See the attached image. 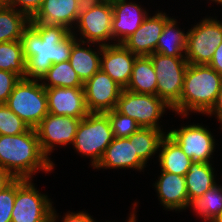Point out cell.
I'll use <instances>...</instances> for the list:
<instances>
[{
  "label": "cell",
  "instance_id": "obj_1",
  "mask_svg": "<svg viewBox=\"0 0 222 222\" xmlns=\"http://www.w3.org/2000/svg\"><path fill=\"white\" fill-rule=\"evenodd\" d=\"M76 41L75 33L65 26L30 21L21 37L26 61L25 78L41 81L52 64L70 59Z\"/></svg>",
  "mask_w": 222,
  "mask_h": 222
},
{
  "label": "cell",
  "instance_id": "obj_2",
  "mask_svg": "<svg viewBox=\"0 0 222 222\" xmlns=\"http://www.w3.org/2000/svg\"><path fill=\"white\" fill-rule=\"evenodd\" d=\"M40 146L36 129L29 128L18 135H0V167L15 179H31V175L41 169H53Z\"/></svg>",
  "mask_w": 222,
  "mask_h": 222
},
{
  "label": "cell",
  "instance_id": "obj_3",
  "mask_svg": "<svg viewBox=\"0 0 222 222\" xmlns=\"http://www.w3.org/2000/svg\"><path fill=\"white\" fill-rule=\"evenodd\" d=\"M222 82V75L207 64H189L179 103L172 109L183 116L188 111L208 114L214 107Z\"/></svg>",
  "mask_w": 222,
  "mask_h": 222
},
{
  "label": "cell",
  "instance_id": "obj_4",
  "mask_svg": "<svg viewBox=\"0 0 222 222\" xmlns=\"http://www.w3.org/2000/svg\"><path fill=\"white\" fill-rule=\"evenodd\" d=\"M6 106L34 129L49 113L45 87L33 79L21 78L8 97Z\"/></svg>",
  "mask_w": 222,
  "mask_h": 222
},
{
  "label": "cell",
  "instance_id": "obj_5",
  "mask_svg": "<svg viewBox=\"0 0 222 222\" xmlns=\"http://www.w3.org/2000/svg\"><path fill=\"white\" fill-rule=\"evenodd\" d=\"M113 139L108 116L105 113H89L79 123L73 146L79 153L92 157L91 163L95 168Z\"/></svg>",
  "mask_w": 222,
  "mask_h": 222
},
{
  "label": "cell",
  "instance_id": "obj_6",
  "mask_svg": "<svg viewBox=\"0 0 222 222\" xmlns=\"http://www.w3.org/2000/svg\"><path fill=\"white\" fill-rule=\"evenodd\" d=\"M149 57L157 79L156 95L173 109L180 101L189 63L185 57H170L156 52Z\"/></svg>",
  "mask_w": 222,
  "mask_h": 222
},
{
  "label": "cell",
  "instance_id": "obj_7",
  "mask_svg": "<svg viewBox=\"0 0 222 222\" xmlns=\"http://www.w3.org/2000/svg\"><path fill=\"white\" fill-rule=\"evenodd\" d=\"M30 179H16V198L11 222H56L48 196L38 193Z\"/></svg>",
  "mask_w": 222,
  "mask_h": 222
},
{
  "label": "cell",
  "instance_id": "obj_8",
  "mask_svg": "<svg viewBox=\"0 0 222 222\" xmlns=\"http://www.w3.org/2000/svg\"><path fill=\"white\" fill-rule=\"evenodd\" d=\"M165 108L171 109L157 95L135 93L123 89L115 109L134 119L140 127L161 130L157 122L165 112Z\"/></svg>",
  "mask_w": 222,
  "mask_h": 222
},
{
  "label": "cell",
  "instance_id": "obj_9",
  "mask_svg": "<svg viewBox=\"0 0 222 222\" xmlns=\"http://www.w3.org/2000/svg\"><path fill=\"white\" fill-rule=\"evenodd\" d=\"M222 43V23L205 18L187 32L185 58L189 64H208Z\"/></svg>",
  "mask_w": 222,
  "mask_h": 222
},
{
  "label": "cell",
  "instance_id": "obj_10",
  "mask_svg": "<svg viewBox=\"0 0 222 222\" xmlns=\"http://www.w3.org/2000/svg\"><path fill=\"white\" fill-rule=\"evenodd\" d=\"M123 88L101 69L84 83L89 113H106L116 108Z\"/></svg>",
  "mask_w": 222,
  "mask_h": 222
},
{
  "label": "cell",
  "instance_id": "obj_11",
  "mask_svg": "<svg viewBox=\"0 0 222 222\" xmlns=\"http://www.w3.org/2000/svg\"><path fill=\"white\" fill-rule=\"evenodd\" d=\"M81 119L48 113L35 128L43 153L48 156L55 144L74 143Z\"/></svg>",
  "mask_w": 222,
  "mask_h": 222
},
{
  "label": "cell",
  "instance_id": "obj_12",
  "mask_svg": "<svg viewBox=\"0 0 222 222\" xmlns=\"http://www.w3.org/2000/svg\"><path fill=\"white\" fill-rule=\"evenodd\" d=\"M113 9L111 0H106L100 5H96L88 12L78 16L77 27L84 39L80 38L81 44L90 42L91 44L101 43L107 45L105 41L113 39L112 36ZM104 41V43H103Z\"/></svg>",
  "mask_w": 222,
  "mask_h": 222
},
{
  "label": "cell",
  "instance_id": "obj_13",
  "mask_svg": "<svg viewBox=\"0 0 222 222\" xmlns=\"http://www.w3.org/2000/svg\"><path fill=\"white\" fill-rule=\"evenodd\" d=\"M192 159V161L210 163L215 140L209 130L201 125H189L167 133Z\"/></svg>",
  "mask_w": 222,
  "mask_h": 222
},
{
  "label": "cell",
  "instance_id": "obj_14",
  "mask_svg": "<svg viewBox=\"0 0 222 222\" xmlns=\"http://www.w3.org/2000/svg\"><path fill=\"white\" fill-rule=\"evenodd\" d=\"M101 62L100 69L108 74L118 85L126 89L130 82L133 65L138 57L123 44H99Z\"/></svg>",
  "mask_w": 222,
  "mask_h": 222
},
{
  "label": "cell",
  "instance_id": "obj_15",
  "mask_svg": "<svg viewBox=\"0 0 222 222\" xmlns=\"http://www.w3.org/2000/svg\"><path fill=\"white\" fill-rule=\"evenodd\" d=\"M48 112L52 115L83 119L89 114L85 103L84 87L45 88Z\"/></svg>",
  "mask_w": 222,
  "mask_h": 222
},
{
  "label": "cell",
  "instance_id": "obj_16",
  "mask_svg": "<svg viewBox=\"0 0 222 222\" xmlns=\"http://www.w3.org/2000/svg\"><path fill=\"white\" fill-rule=\"evenodd\" d=\"M169 17L157 13L153 17H146L140 27L122 44L137 56H149L156 51V46L163 27Z\"/></svg>",
  "mask_w": 222,
  "mask_h": 222
},
{
  "label": "cell",
  "instance_id": "obj_17",
  "mask_svg": "<svg viewBox=\"0 0 222 222\" xmlns=\"http://www.w3.org/2000/svg\"><path fill=\"white\" fill-rule=\"evenodd\" d=\"M113 9L112 36L122 44L143 23L148 14L135 3H126V0H111Z\"/></svg>",
  "mask_w": 222,
  "mask_h": 222
},
{
  "label": "cell",
  "instance_id": "obj_18",
  "mask_svg": "<svg viewBox=\"0 0 222 222\" xmlns=\"http://www.w3.org/2000/svg\"><path fill=\"white\" fill-rule=\"evenodd\" d=\"M101 167L106 169L135 168L142 170L145 167V162L135 152L134 139L114 137L95 168Z\"/></svg>",
  "mask_w": 222,
  "mask_h": 222
},
{
  "label": "cell",
  "instance_id": "obj_19",
  "mask_svg": "<svg viewBox=\"0 0 222 222\" xmlns=\"http://www.w3.org/2000/svg\"><path fill=\"white\" fill-rule=\"evenodd\" d=\"M154 185L166 209L177 211L190 206L185 176L162 171Z\"/></svg>",
  "mask_w": 222,
  "mask_h": 222
},
{
  "label": "cell",
  "instance_id": "obj_20",
  "mask_svg": "<svg viewBox=\"0 0 222 222\" xmlns=\"http://www.w3.org/2000/svg\"><path fill=\"white\" fill-rule=\"evenodd\" d=\"M77 19L78 9L76 0H44L30 21L62 25L72 31V24L75 21L77 22Z\"/></svg>",
  "mask_w": 222,
  "mask_h": 222
},
{
  "label": "cell",
  "instance_id": "obj_21",
  "mask_svg": "<svg viewBox=\"0 0 222 222\" xmlns=\"http://www.w3.org/2000/svg\"><path fill=\"white\" fill-rule=\"evenodd\" d=\"M159 147H162L159 154L161 171L185 176L193 162L192 159L168 134L162 138Z\"/></svg>",
  "mask_w": 222,
  "mask_h": 222
},
{
  "label": "cell",
  "instance_id": "obj_22",
  "mask_svg": "<svg viewBox=\"0 0 222 222\" xmlns=\"http://www.w3.org/2000/svg\"><path fill=\"white\" fill-rule=\"evenodd\" d=\"M157 79L153 62L149 56L135 59L132 75L126 90L135 93L156 95Z\"/></svg>",
  "mask_w": 222,
  "mask_h": 222
},
{
  "label": "cell",
  "instance_id": "obj_23",
  "mask_svg": "<svg viewBox=\"0 0 222 222\" xmlns=\"http://www.w3.org/2000/svg\"><path fill=\"white\" fill-rule=\"evenodd\" d=\"M211 163L193 161L185 175L189 203L216 185Z\"/></svg>",
  "mask_w": 222,
  "mask_h": 222
},
{
  "label": "cell",
  "instance_id": "obj_24",
  "mask_svg": "<svg viewBox=\"0 0 222 222\" xmlns=\"http://www.w3.org/2000/svg\"><path fill=\"white\" fill-rule=\"evenodd\" d=\"M30 18L18 9L4 4L0 8V43L21 40Z\"/></svg>",
  "mask_w": 222,
  "mask_h": 222
},
{
  "label": "cell",
  "instance_id": "obj_25",
  "mask_svg": "<svg viewBox=\"0 0 222 222\" xmlns=\"http://www.w3.org/2000/svg\"><path fill=\"white\" fill-rule=\"evenodd\" d=\"M176 23L173 18L166 21L157 42L156 53L170 57H185L182 53H186L187 33L184 34L179 28L177 29Z\"/></svg>",
  "mask_w": 222,
  "mask_h": 222
},
{
  "label": "cell",
  "instance_id": "obj_26",
  "mask_svg": "<svg viewBox=\"0 0 222 222\" xmlns=\"http://www.w3.org/2000/svg\"><path fill=\"white\" fill-rule=\"evenodd\" d=\"M71 67L75 70L83 83L90 79L98 70H100L101 57L90 47H82L76 41L70 55Z\"/></svg>",
  "mask_w": 222,
  "mask_h": 222
},
{
  "label": "cell",
  "instance_id": "obj_27",
  "mask_svg": "<svg viewBox=\"0 0 222 222\" xmlns=\"http://www.w3.org/2000/svg\"><path fill=\"white\" fill-rule=\"evenodd\" d=\"M42 80L48 81V83H45L44 81L42 83L45 88L84 87V83L78 77L75 70L71 67L69 60L60 62L58 64H52V66L48 69L47 74L42 78Z\"/></svg>",
  "mask_w": 222,
  "mask_h": 222
},
{
  "label": "cell",
  "instance_id": "obj_28",
  "mask_svg": "<svg viewBox=\"0 0 222 222\" xmlns=\"http://www.w3.org/2000/svg\"><path fill=\"white\" fill-rule=\"evenodd\" d=\"M26 61L21 40L0 43V70L25 78Z\"/></svg>",
  "mask_w": 222,
  "mask_h": 222
},
{
  "label": "cell",
  "instance_id": "obj_29",
  "mask_svg": "<svg viewBox=\"0 0 222 222\" xmlns=\"http://www.w3.org/2000/svg\"><path fill=\"white\" fill-rule=\"evenodd\" d=\"M194 211L206 221H215L222 214V186H213L203 196L190 202Z\"/></svg>",
  "mask_w": 222,
  "mask_h": 222
},
{
  "label": "cell",
  "instance_id": "obj_30",
  "mask_svg": "<svg viewBox=\"0 0 222 222\" xmlns=\"http://www.w3.org/2000/svg\"><path fill=\"white\" fill-rule=\"evenodd\" d=\"M164 136L160 129L140 127L129 139H134L135 152L146 163L150 156L160 150V142Z\"/></svg>",
  "mask_w": 222,
  "mask_h": 222
},
{
  "label": "cell",
  "instance_id": "obj_31",
  "mask_svg": "<svg viewBox=\"0 0 222 222\" xmlns=\"http://www.w3.org/2000/svg\"><path fill=\"white\" fill-rule=\"evenodd\" d=\"M29 128L6 104H0V135H18L26 132Z\"/></svg>",
  "mask_w": 222,
  "mask_h": 222
},
{
  "label": "cell",
  "instance_id": "obj_32",
  "mask_svg": "<svg viewBox=\"0 0 222 222\" xmlns=\"http://www.w3.org/2000/svg\"><path fill=\"white\" fill-rule=\"evenodd\" d=\"M105 114L109 118L113 135L116 138L129 137L140 128L134 119L119 113L116 109Z\"/></svg>",
  "mask_w": 222,
  "mask_h": 222
},
{
  "label": "cell",
  "instance_id": "obj_33",
  "mask_svg": "<svg viewBox=\"0 0 222 222\" xmlns=\"http://www.w3.org/2000/svg\"><path fill=\"white\" fill-rule=\"evenodd\" d=\"M16 198V179L0 192V222H11Z\"/></svg>",
  "mask_w": 222,
  "mask_h": 222
},
{
  "label": "cell",
  "instance_id": "obj_34",
  "mask_svg": "<svg viewBox=\"0 0 222 222\" xmlns=\"http://www.w3.org/2000/svg\"><path fill=\"white\" fill-rule=\"evenodd\" d=\"M21 77L15 73L0 70V104H6L8 97Z\"/></svg>",
  "mask_w": 222,
  "mask_h": 222
},
{
  "label": "cell",
  "instance_id": "obj_35",
  "mask_svg": "<svg viewBox=\"0 0 222 222\" xmlns=\"http://www.w3.org/2000/svg\"><path fill=\"white\" fill-rule=\"evenodd\" d=\"M44 0H5L7 6L16 8L20 5V12L26 14L30 19L37 13Z\"/></svg>",
  "mask_w": 222,
  "mask_h": 222
},
{
  "label": "cell",
  "instance_id": "obj_36",
  "mask_svg": "<svg viewBox=\"0 0 222 222\" xmlns=\"http://www.w3.org/2000/svg\"><path fill=\"white\" fill-rule=\"evenodd\" d=\"M207 65L222 75V43L216 48L211 61Z\"/></svg>",
  "mask_w": 222,
  "mask_h": 222
},
{
  "label": "cell",
  "instance_id": "obj_37",
  "mask_svg": "<svg viewBox=\"0 0 222 222\" xmlns=\"http://www.w3.org/2000/svg\"><path fill=\"white\" fill-rule=\"evenodd\" d=\"M106 0H76L78 16L88 12L91 8L96 5L104 3Z\"/></svg>",
  "mask_w": 222,
  "mask_h": 222
},
{
  "label": "cell",
  "instance_id": "obj_38",
  "mask_svg": "<svg viewBox=\"0 0 222 222\" xmlns=\"http://www.w3.org/2000/svg\"><path fill=\"white\" fill-rule=\"evenodd\" d=\"M62 222H95L87 213H68Z\"/></svg>",
  "mask_w": 222,
  "mask_h": 222
},
{
  "label": "cell",
  "instance_id": "obj_39",
  "mask_svg": "<svg viewBox=\"0 0 222 222\" xmlns=\"http://www.w3.org/2000/svg\"><path fill=\"white\" fill-rule=\"evenodd\" d=\"M15 178L5 169L0 167V192L8 187Z\"/></svg>",
  "mask_w": 222,
  "mask_h": 222
},
{
  "label": "cell",
  "instance_id": "obj_40",
  "mask_svg": "<svg viewBox=\"0 0 222 222\" xmlns=\"http://www.w3.org/2000/svg\"><path fill=\"white\" fill-rule=\"evenodd\" d=\"M213 113L217 114V118L221 122L222 121V82L220 85V90H219L217 101H216L214 107L208 113V115H211Z\"/></svg>",
  "mask_w": 222,
  "mask_h": 222
},
{
  "label": "cell",
  "instance_id": "obj_41",
  "mask_svg": "<svg viewBox=\"0 0 222 222\" xmlns=\"http://www.w3.org/2000/svg\"><path fill=\"white\" fill-rule=\"evenodd\" d=\"M130 216H131V217H129L128 222H136L135 214L133 213V214H131Z\"/></svg>",
  "mask_w": 222,
  "mask_h": 222
},
{
  "label": "cell",
  "instance_id": "obj_42",
  "mask_svg": "<svg viewBox=\"0 0 222 222\" xmlns=\"http://www.w3.org/2000/svg\"><path fill=\"white\" fill-rule=\"evenodd\" d=\"M214 222H222V214Z\"/></svg>",
  "mask_w": 222,
  "mask_h": 222
},
{
  "label": "cell",
  "instance_id": "obj_43",
  "mask_svg": "<svg viewBox=\"0 0 222 222\" xmlns=\"http://www.w3.org/2000/svg\"><path fill=\"white\" fill-rule=\"evenodd\" d=\"M5 4V0H0V8Z\"/></svg>",
  "mask_w": 222,
  "mask_h": 222
},
{
  "label": "cell",
  "instance_id": "obj_44",
  "mask_svg": "<svg viewBox=\"0 0 222 222\" xmlns=\"http://www.w3.org/2000/svg\"><path fill=\"white\" fill-rule=\"evenodd\" d=\"M212 1L218 2L222 5V0H212Z\"/></svg>",
  "mask_w": 222,
  "mask_h": 222
}]
</instances>
